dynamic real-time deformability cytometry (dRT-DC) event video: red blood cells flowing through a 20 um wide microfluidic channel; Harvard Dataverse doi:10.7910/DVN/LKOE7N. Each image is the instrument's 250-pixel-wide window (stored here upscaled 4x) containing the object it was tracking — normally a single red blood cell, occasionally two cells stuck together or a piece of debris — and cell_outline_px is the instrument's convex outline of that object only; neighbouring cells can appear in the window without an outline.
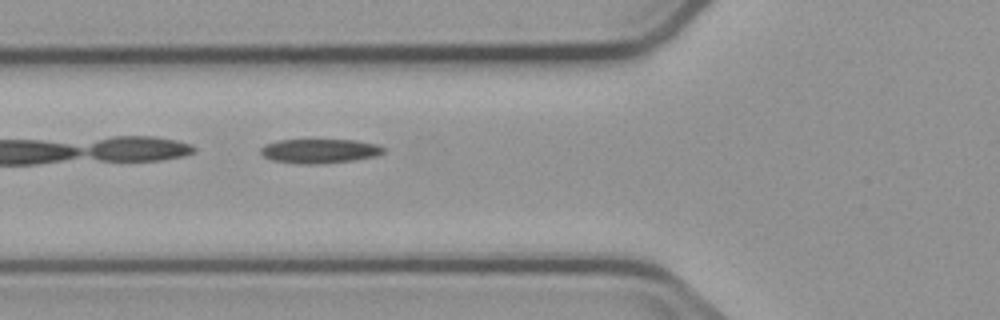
{"species": "common noctule bat (a hibernating species)", "species_latin": "Nyctalus noctula", "temperature_condition": "cold", "stored_images_in_passage": 5, "camera_frame_rate_fps": 3000, "um_per_image_px": 0.085, "animal": {"sex": "male", "body_mass_g": 23.1, "forearm_length_mm": 52.7}, "frame": {"image": 1, "passage_image": 5, "time_ms": 5.667, "image_size_px": [1000, 320], "cell_outline_px": [[384, 152], [376, 156], [352, 160], [316, 164], [304, 164], [272, 160], [264, 156], [260, 152], [260, 148], [264, 144], [276, 140], [356, 140], [376, 144], [384, 148]], "centroid_in_image_um": [27.13, 12.83], "position_along_channel_um": 98.7, "area_um2": 17.28}}